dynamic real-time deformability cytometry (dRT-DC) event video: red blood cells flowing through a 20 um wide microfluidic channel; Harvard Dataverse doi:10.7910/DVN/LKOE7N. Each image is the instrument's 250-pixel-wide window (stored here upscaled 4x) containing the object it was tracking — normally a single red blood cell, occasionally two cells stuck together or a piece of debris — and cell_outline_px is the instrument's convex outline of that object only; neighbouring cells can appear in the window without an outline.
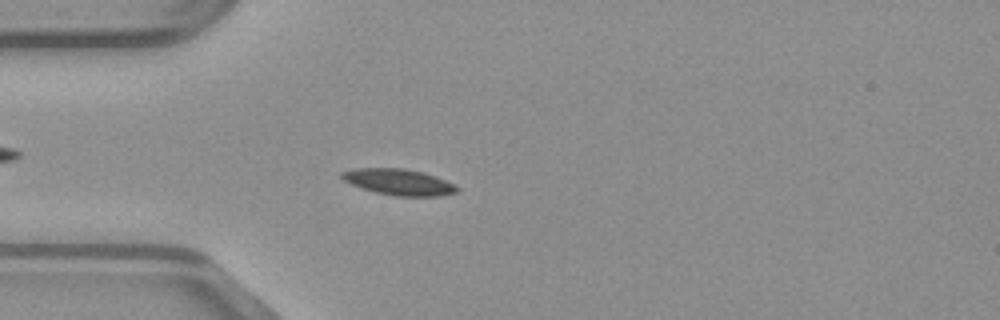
{"species": "common noctule bat (a hibernating species)", "species_latin": "Nyctalus noctula", "temperature_condition": "warm", "stored_images_in_passage": 50, "camera_frame_rate_fps": 3000, "um_per_image_px": 0.085, "animal": {"sex": "male", "body_mass_g": 23.1, "forearm_length_mm": 52.7}, "frame": {"image": 1, "passage_image": 14, "time_ms": 4.333, "image_size_px": [1000, 320], "cell_outline_px": [[460, 188], [456, 192], [440, 196], [396, 196], [376, 192], [352, 184], [344, 180], [340, 176], [340, 172], [356, 168], [404, 168], [420, 172], [444, 180]], "centroid_in_image_um": [33.87, 15.47], "position_along_channel_um": 51.1, "area_um2": 17.17}}
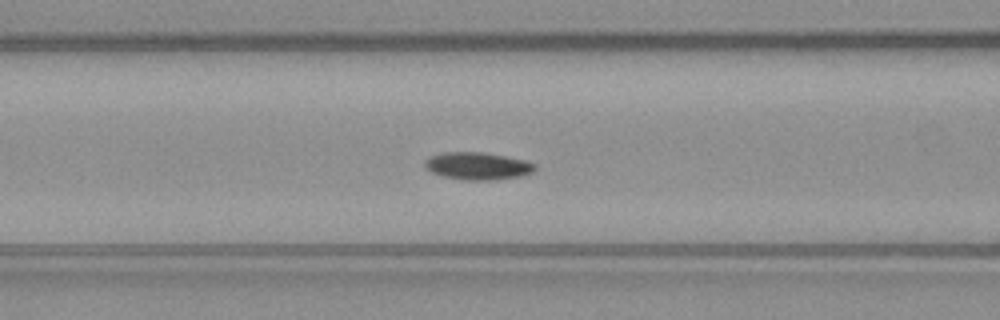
{"frame": {"image": 2, "passage_image": 20, "time_ms": 6.333, "image_size_px": [1000, 320], "cell_outline_px": [[536, 168], [532, 172], [520, 176], [496, 180], [460, 180], [444, 176], [432, 172], [424, 164], [424, 160], [428, 156], [444, 152], [484, 152], [524, 160], [536, 164]], "centroid_in_image_um": [40.59, 14.11], "position_along_channel_um": 126.0, "area_um2": 17.63}}
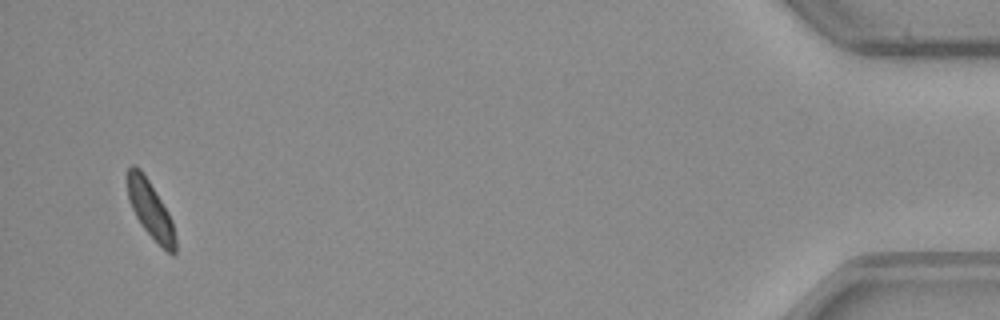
{"frame": {"image": 3, "passage_image": 48, "time_ms": 15.667, "image_size_px": [1000, 320], "cell_outline_px": [[176, 252], [172, 256], [144, 228], [136, 216], [128, 200], [128, 168], [132, 164], [136, 164], [144, 172], [168, 212], [172, 220], [176, 236]], "centroid_in_image_um": [12.8, 17.79], "position_along_channel_um": 422.4, "area_um2": 15.78}}